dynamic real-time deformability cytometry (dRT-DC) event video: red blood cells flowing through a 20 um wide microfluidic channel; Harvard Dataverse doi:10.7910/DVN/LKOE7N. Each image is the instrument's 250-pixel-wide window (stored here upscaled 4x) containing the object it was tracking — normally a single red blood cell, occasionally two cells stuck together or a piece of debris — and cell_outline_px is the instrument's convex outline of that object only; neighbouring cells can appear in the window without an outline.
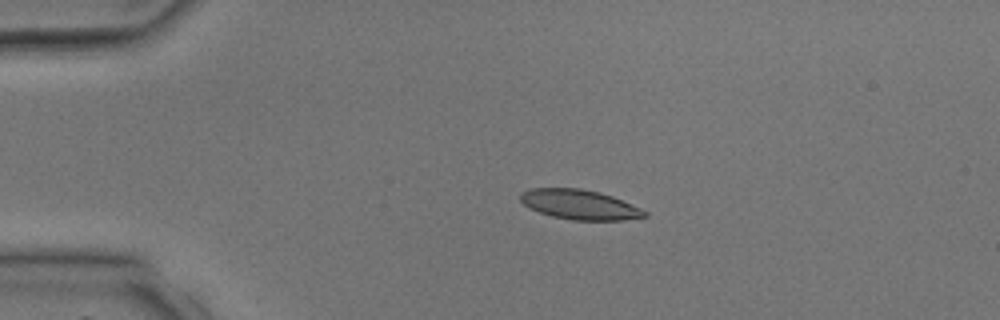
{"species": "common noctule bat (a hibernating species)", "species_latin": "Nyctalus noctula", "temperature_condition": "room temperature", "stored_images_in_passage": 3, "camera_frame_rate_fps": 3000, "um_per_image_px": 0.085, "animal": {"sex": "male", "body_mass_g": 17.9, "forearm_length_mm": 54.2}, "frame": {"image": 1, "passage_image": 3, "time_ms": 2.667, "image_size_px": [1000, 320], "cell_outline_px": [[648, 216], [624, 220], [572, 220], [552, 216], [540, 212], [524, 204], [520, 200], [520, 192], [532, 188], [580, 188], [600, 192], [612, 196], [640, 208], [648, 212]], "centroid_in_image_um": [49.28, 17.38], "position_along_channel_um": 35.7, "area_um2": 21.44}}